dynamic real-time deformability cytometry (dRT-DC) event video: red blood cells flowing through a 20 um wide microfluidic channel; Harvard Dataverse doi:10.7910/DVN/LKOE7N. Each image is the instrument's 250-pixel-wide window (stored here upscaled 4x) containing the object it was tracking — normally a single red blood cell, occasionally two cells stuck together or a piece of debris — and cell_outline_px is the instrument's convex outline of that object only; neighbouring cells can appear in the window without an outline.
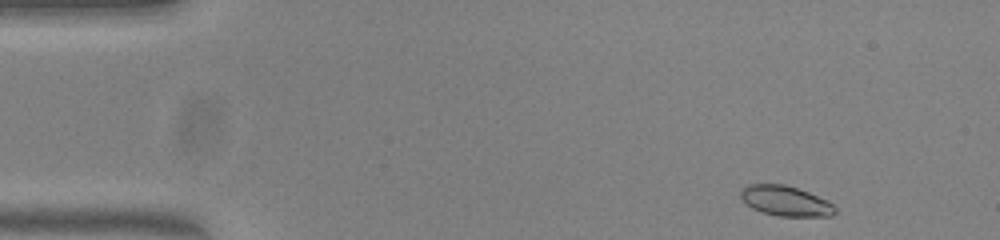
{"species": "common noctule bat (a hibernating species)", "species_latin": "Nyctalus noctula", "temperature_condition": "warm", "stored_images_in_passage": 49, "camera_frame_rate_fps": 3000, "um_per_image_px": 0.085, "animal": {"sex": "female", "body_mass_g": 23.0, "forearm_length_mm": 53.4}, "frame": {"image": 1, "passage_image": 1, "time_ms": 0.0, "image_size_px": [1000, 240], "cell_outline_px": [[836, 212], [832, 216], [780, 216], [764, 212], [752, 208], [740, 196], [740, 192], [748, 184], [784, 184], [808, 192], [828, 200], [836, 208]], "centroid_in_image_um": [66.81, 17.08], "position_along_channel_um": 18.2, "area_um2": 16.36}}
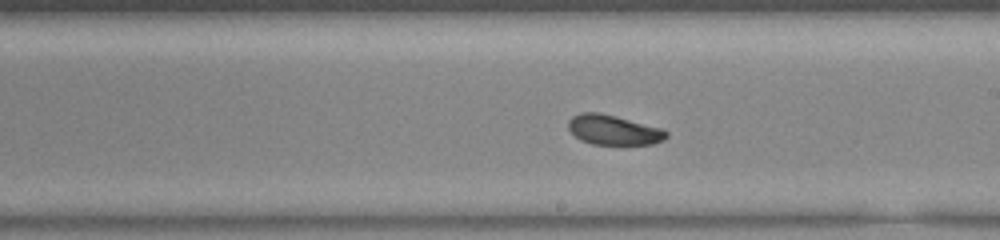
{"frame": {"image": 2, "passage_image": 26, "time_ms": 8.333, "image_size_px": [1000, 240], "cell_outline_px": [[668, 136], [664, 140], [652, 144], [592, 144], [580, 140], [568, 128], [568, 120], [572, 116], [580, 112], [600, 112], [616, 116], [660, 128], [668, 132]], "centroid_in_image_um": [52.12, 11.04], "position_along_channel_um": 236.9, "area_um2": 16.99}}
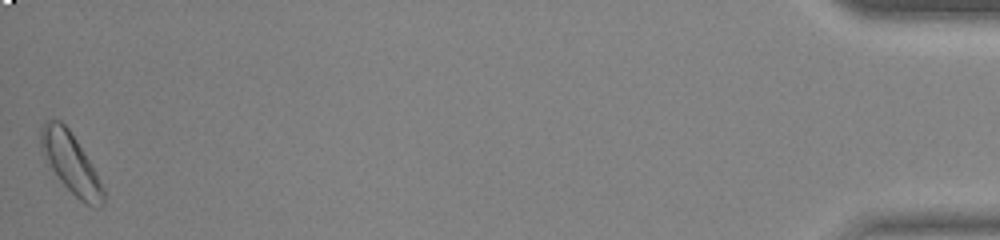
{"frame": {"image": 3, "passage_image": 49, "time_ms": 16.0, "image_size_px": [1000, 240], "cell_outline_px": [[104, 204], [100, 208], [96, 208], [84, 204], [48, 168], [40, 148], [40, 128], [44, 120], [60, 120], [68, 128], [76, 140], [88, 160], [104, 188]], "centroid_in_image_um": [5.97, 13.87], "position_along_channel_um": 429.2, "area_um2": 21.85}, "authors_computed_cell_mechanics": {"area_um2": 17.5712, "velocity_mm_per_s": 3.7949, "shape_relaxation_time_tau1_ms": 3.2364, "shape_relaxation_time_tau2_ms": 3.4651, "deformation_change_tau1": 0.1254, "deformation_change_tau2": 0.0742}}